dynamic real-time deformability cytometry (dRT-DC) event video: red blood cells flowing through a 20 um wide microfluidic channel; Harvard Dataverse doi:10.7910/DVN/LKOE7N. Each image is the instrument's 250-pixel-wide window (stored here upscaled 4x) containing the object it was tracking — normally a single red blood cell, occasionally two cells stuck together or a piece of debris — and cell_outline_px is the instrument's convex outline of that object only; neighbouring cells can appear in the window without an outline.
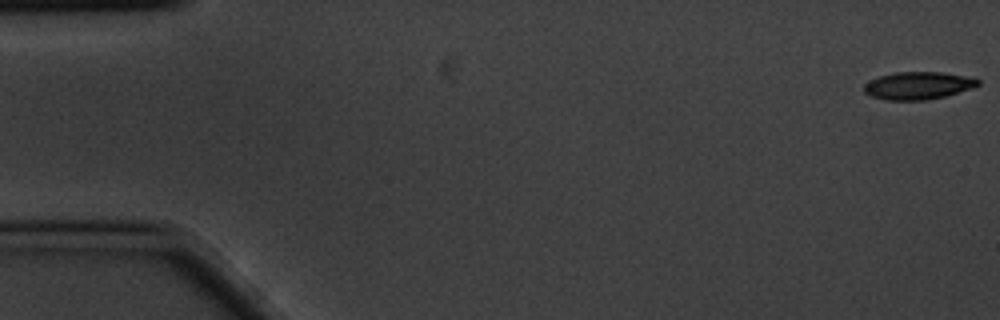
{"species": "common noctule bat (a hibernating species)", "species_latin": "Nyctalus noctula", "temperature_condition": "cold", "stored_images_in_passage": 5, "camera_frame_rate_fps": 3000, "um_per_image_px": 0.085, "animal": {"sex": "male", "body_mass_g": 20.1, "forearm_length_mm": 53.5}, "frame": {"image": 1, "passage_image": 1, "time_ms": 0.0, "image_size_px": [1000, 320], "cell_outline_px": [[980, 84], [972, 88], [944, 96], [924, 100], [884, 100], [872, 96], [864, 92], [864, 84], [880, 76], [896, 72], [940, 72], [976, 76], [980, 80]], "centroid_in_image_um": [78.1, 7.26], "position_along_channel_um": 6.9, "area_um2": 18.38}}
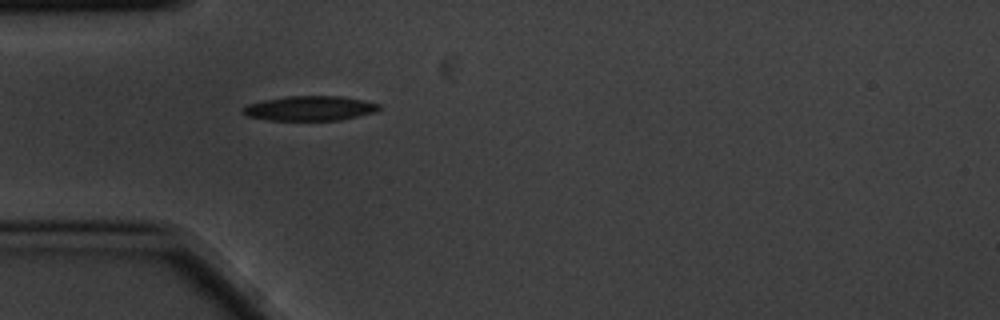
{"frame": {"image": 2, "passage_image": 5, "time_ms": 1.333, "image_size_px": [1000, 320], "cell_outline_px": [[380, 108], [376, 112], [360, 116], [340, 120], [268, 120], [248, 116], [240, 112], [240, 108], [248, 104], [264, 100], [288, 96], [344, 96], [364, 100], [380, 104]], "centroid_in_image_um": [26.34, 9.2], "position_along_channel_um": 58.7, "area_um2": 19.77}}